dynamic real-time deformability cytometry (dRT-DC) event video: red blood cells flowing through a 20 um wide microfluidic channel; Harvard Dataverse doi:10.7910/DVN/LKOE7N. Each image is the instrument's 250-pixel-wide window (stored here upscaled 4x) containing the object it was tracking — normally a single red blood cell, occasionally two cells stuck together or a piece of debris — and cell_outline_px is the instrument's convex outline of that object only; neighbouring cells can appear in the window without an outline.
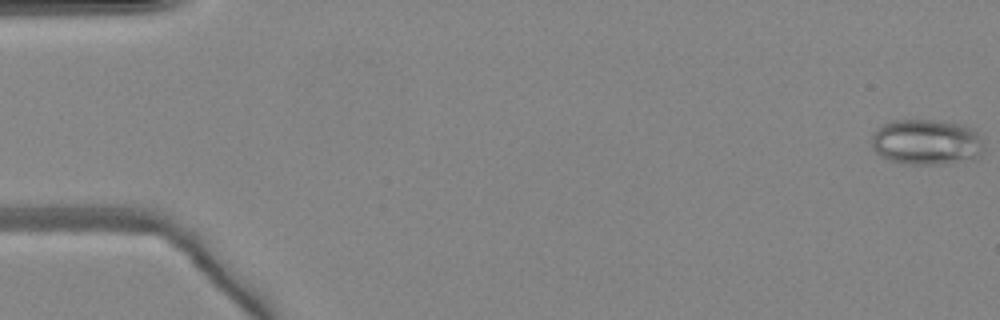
{"species": "common noctule bat (a hibernating species)", "species_latin": "Nyctalus noctula", "temperature_condition": "warm", "stored_images_in_passage": 42, "camera_frame_rate_fps": 3000, "um_per_image_px": 0.085, "animal": {"sex": "female", "body_mass_g": 24.6, "forearm_length_mm": 56.2}, "frame": {"image": 1, "passage_image": 1, "time_ms": 0.0, "image_size_px": [1000, 320], "cell_outline_px": [[984, 148], [980, 156], [976, 160], [936, 164], [904, 164], [888, 160], [880, 156], [872, 148], [872, 132], [876, 128], [892, 120], [940, 120], [964, 124], [976, 128], [984, 140]], "centroid_in_image_um": [78.81, 12.07], "position_along_channel_um": 6.2, "area_um2": 30.81}}
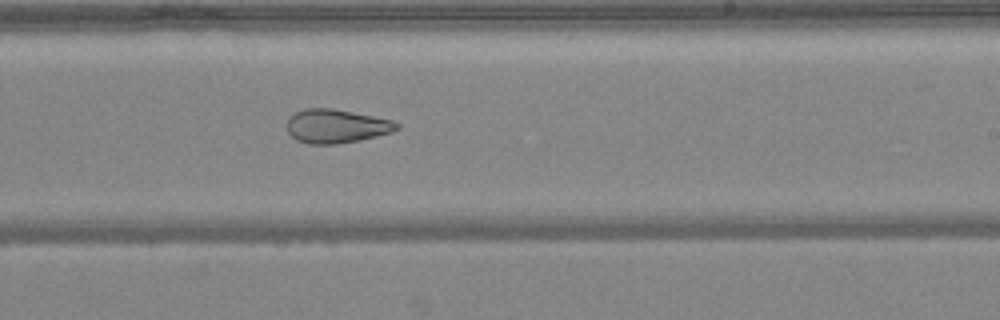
{"frame": {"image": 2, "passage_image": 23, "time_ms": 7.333, "image_size_px": [1000, 320], "cell_outline_px": [[400, 128], [392, 132], [360, 140], [336, 144], [308, 144], [296, 140], [288, 132], [288, 116], [304, 108], [332, 108], [392, 120], [400, 124]], "centroid_in_image_um": [28.58, 10.72], "position_along_channel_um": 260.4, "area_um2": 21.62}}
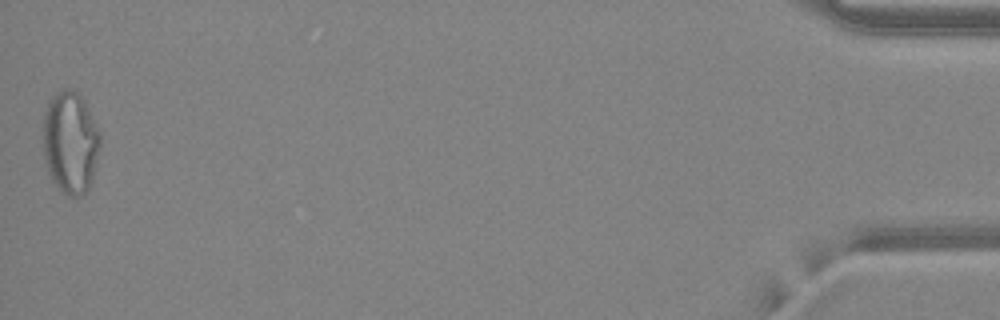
{"frame": {"image": 3, "passage_image": 42, "time_ms": 13.667, "image_size_px": [1000, 320], "cell_outline_px": [[100, 144], [92, 180], [88, 188], [80, 196], [68, 196], [60, 192], [52, 180], [48, 172], [44, 160], [44, 112], [48, 100], [56, 92], [64, 88], [72, 88], [84, 100], [100, 132]], "centroid_in_image_um": [5.97, 12.1], "position_along_channel_um": 429.2, "area_um2": 34.16}, "authors_computed_cell_mechanics": {"area_um2": 27.3394, "velocity_mm_per_s": 4.2301, "shape_relaxation_time_tau1_ms": null, "shape_relaxation_time_tau2_ms": 3.061, "deformation_change_tau1": null, "deformation_change_tau2": 0.1236}}